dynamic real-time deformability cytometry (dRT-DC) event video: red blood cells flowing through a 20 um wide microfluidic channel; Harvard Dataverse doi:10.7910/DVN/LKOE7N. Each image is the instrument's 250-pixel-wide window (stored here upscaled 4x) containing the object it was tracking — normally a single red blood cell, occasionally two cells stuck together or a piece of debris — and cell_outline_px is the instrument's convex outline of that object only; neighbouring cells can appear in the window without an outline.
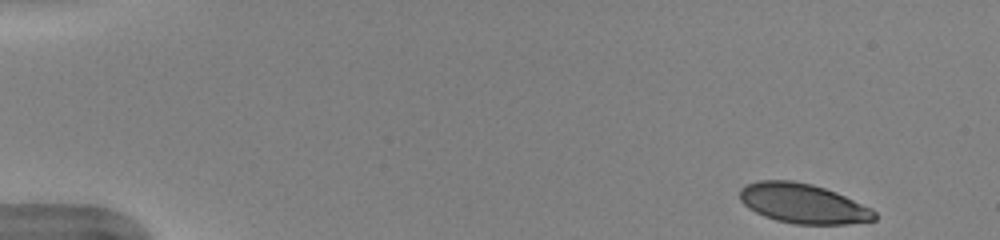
{"species": "human", "species_latin": "Homo sapiens", "temperature_condition": "warm", "stored_images_in_passage": 49, "camera_frame_rate_fps": 3000, "um_per_image_px": 0.085, "donor": {"sex": "female"}, "frame": {"image": 1, "passage_image": 1, "time_ms": 0.0, "image_size_px": [1000, 240], "cell_outline_px": [[876, 220], [848, 224], [792, 224], [776, 220], [764, 216], [748, 208], [740, 200], [740, 188], [744, 184], [756, 180], [792, 180], [812, 184], [836, 192], [872, 208], [876, 212]], "centroid_in_image_um": [68.24, 17.29], "position_along_channel_um": 16.8, "area_um2": 31.44}}
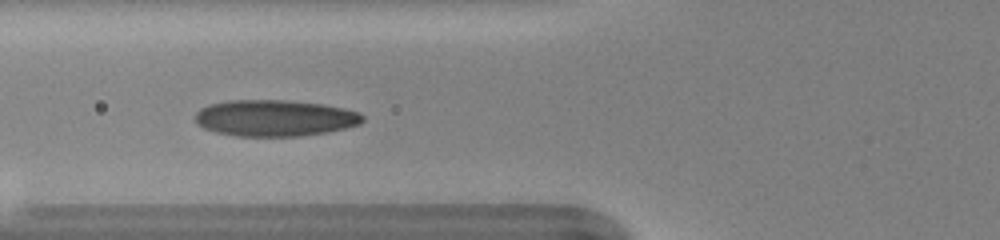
{"frame": {"image": 2, "passage_image": 17, "time_ms": 5.333, "image_size_px": [1000, 240], "cell_outline_px": [[364, 120], [360, 124], [344, 128], [324, 132], [300, 136], [236, 136], [216, 132], [204, 128], [196, 124], [196, 112], [200, 108], [208, 104], [228, 100], [284, 100], [320, 104], [344, 108], [360, 112], [364, 116]], "centroid_in_image_um": [23.33, 10.03], "position_along_channel_um": 102.5, "area_um2": 35.49}}
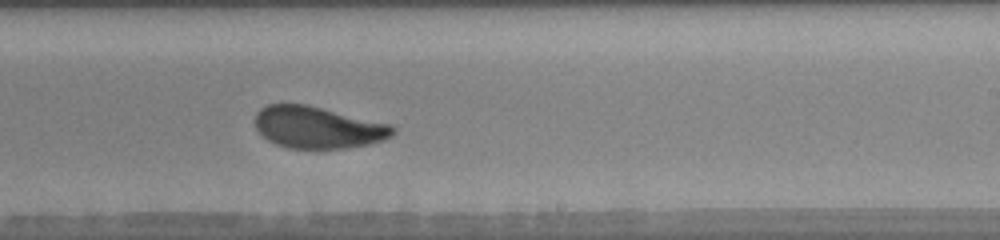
{"frame": {"image": 3, "passage_image": 29, "time_ms": 9.333, "image_size_px": [1000, 240], "cell_outline_px": [[396, 132], [392, 136], [384, 140], [368, 144], [344, 148], [288, 148], [276, 144], [268, 140], [256, 128], [256, 112], [260, 108], [268, 104], [308, 104], [392, 124], [396, 128]], "centroid_in_image_um": [27.06, 10.82], "position_along_channel_um": 261.9, "area_um2": 33.76}}